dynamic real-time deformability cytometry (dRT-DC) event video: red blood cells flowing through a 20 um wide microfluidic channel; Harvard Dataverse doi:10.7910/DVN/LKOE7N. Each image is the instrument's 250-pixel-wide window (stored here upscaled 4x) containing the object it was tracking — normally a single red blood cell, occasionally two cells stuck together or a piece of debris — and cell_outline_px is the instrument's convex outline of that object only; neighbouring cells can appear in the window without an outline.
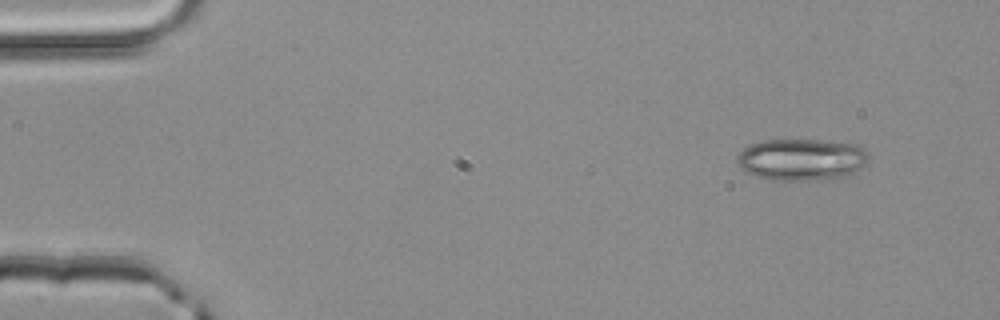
{"species": "common noctule bat (a hibernating species)", "species_latin": "Nyctalus noctula", "temperature_condition": "room temperature", "stored_images_in_passage": 3, "camera_frame_rate_fps": 3000, "um_per_image_px": 0.085, "animal": {"sex": "male", "body_mass_g": 20.4}, "frame": {"image": 1, "passage_image": 1, "time_ms": 0.0, "image_size_px": [1000, 320], "cell_outline_px": [[868, 160], [856, 172], [848, 176], [816, 180], [772, 180], [756, 176], [744, 172], [740, 168], [736, 160], [736, 152], [748, 144], [764, 140], [820, 140], [856, 144], [864, 148], [868, 152]], "centroid_in_image_um": [68.09, 13.55], "position_along_channel_um": 16.9, "area_um2": 32.54}}